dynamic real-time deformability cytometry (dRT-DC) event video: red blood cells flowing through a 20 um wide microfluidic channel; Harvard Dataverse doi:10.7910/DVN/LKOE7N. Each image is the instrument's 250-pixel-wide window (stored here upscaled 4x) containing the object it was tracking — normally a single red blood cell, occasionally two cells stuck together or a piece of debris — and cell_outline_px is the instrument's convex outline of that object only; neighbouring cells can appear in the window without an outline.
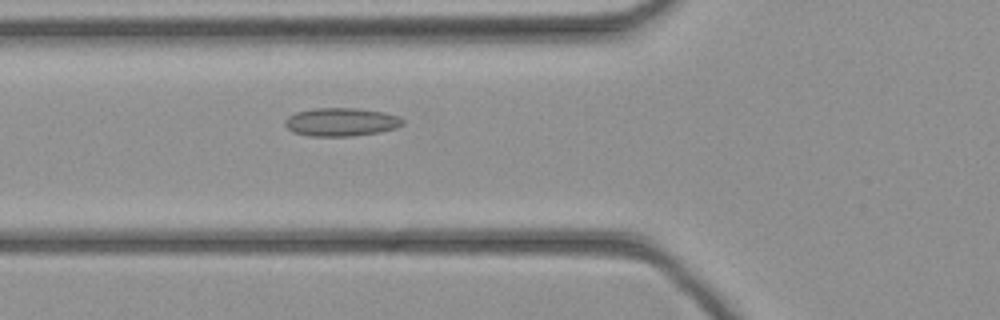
{"species": "common noctule bat (a hibernating species)", "species_latin": "Nyctalus noctula", "temperature_condition": "cold", "stored_images_in_passage": 33, "camera_frame_rate_fps": 3000, "um_per_image_px": 0.085, "animal": {"sex": "female", "body_mass_g": 21.9}, "frame": {"image": 1, "passage_image": 8, "time_ms": 2.333, "image_size_px": [1000, 320], "cell_outline_px": [[404, 124], [396, 128], [380, 132], [352, 136], [308, 136], [292, 132], [284, 124], [284, 120], [288, 116], [296, 112], [316, 108], [356, 108], [384, 112], [400, 116], [404, 120]], "centroid_in_image_um": [29.01, 10.37], "position_along_channel_um": 96.8, "area_um2": 19.59}}
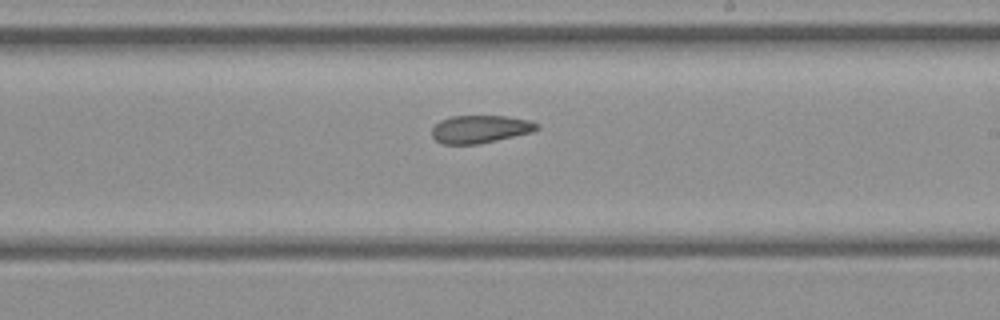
{"frame": {"image": 2, "passage_image": 18, "time_ms": 5.667, "image_size_px": [1000, 320], "cell_outline_px": [[540, 128], [532, 132], [496, 140], [476, 144], [440, 144], [432, 136], [432, 128], [440, 120], [452, 116], [508, 116], [532, 120], [540, 124]], "centroid_in_image_um": [40.84, 10.96], "position_along_channel_um": 248.2, "area_um2": 17.11}}
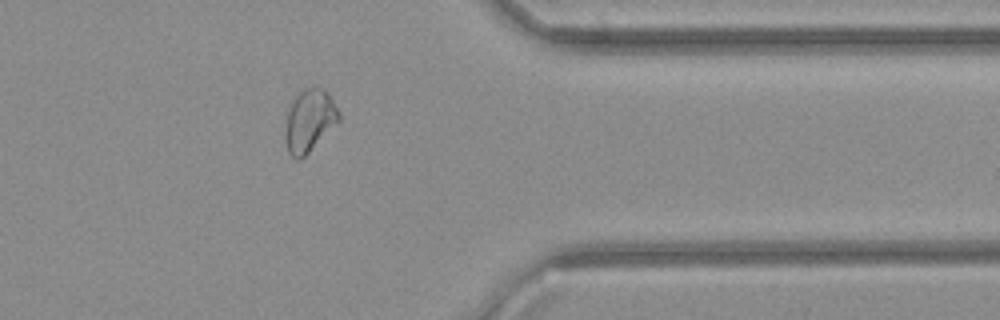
{"frame": {"image": 3, "passage_image": 28, "time_ms": 9.0, "image_size_px": [1000, 320], "cell_outline_px": [[340, 120], [300, 160], [296, 160], [288, 152], [284, 140], [284, 136], [288, 112], [296, 96], [304, 88], [324, 88], [340, 112]], "centroid_in_image_um": [26.29, 10.27], "position_along_channel_um": 385.1, "area_um2": 19.13}}